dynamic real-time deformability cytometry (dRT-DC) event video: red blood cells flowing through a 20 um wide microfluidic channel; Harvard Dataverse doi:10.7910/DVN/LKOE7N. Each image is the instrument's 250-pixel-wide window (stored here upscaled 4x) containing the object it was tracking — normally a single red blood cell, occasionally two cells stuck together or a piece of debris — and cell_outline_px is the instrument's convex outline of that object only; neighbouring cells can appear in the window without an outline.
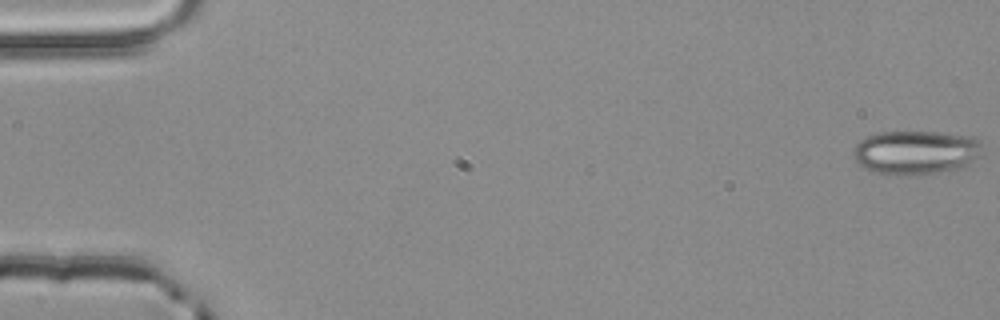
{"species": "common noctule bat (a hibernating species)", "species_latin": "Nyctalus noctula", "temperature_condition": "room temperature", "stored_images_in_passage": 5, "camera_frame_rate_fps": 3000, "um_per_image_px": 0.085, "animal": {"sex": "male", "body_mass_g": 20.4}, "frame": {"image": 1, "passage_image": 1, "time_ms": 0.0, "image_size_px": [1000, 320], "cell_outline_px": [[980, 156], [964, 168], [940, 172], [888, 176], [884, 176], [860, 164], [852, 156], [852, 152], [856, 144], [860, 140], [868, 136], [880, 132], [936, 132], [972, 136], [980, 140]], "centroid_in_image_um": [77.85, 12.96], "position_along_channel_um": 7.1, "area_um2": 33.18}}